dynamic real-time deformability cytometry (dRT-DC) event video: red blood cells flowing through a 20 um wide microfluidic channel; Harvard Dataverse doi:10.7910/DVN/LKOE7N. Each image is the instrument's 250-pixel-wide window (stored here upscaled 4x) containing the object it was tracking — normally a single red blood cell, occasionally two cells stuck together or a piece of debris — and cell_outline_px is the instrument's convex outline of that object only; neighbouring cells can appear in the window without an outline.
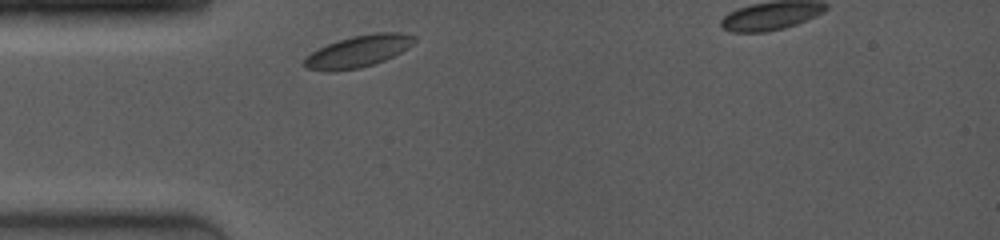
{"species": "common noctule bat (a hibernating species)", "species_latin": "Nyctalus noctula", "temperature_condition": "room temperature", "stored_images_in_passage": 25, "camera_frame_rate_fps": 4000, "um_per_image_px": 0.085, "animal": {"sex": "female", "body_mass_g": 19.0, "forearm_length_mm": 53.3}, "frame": {"image": 1, "passage_image": 1, "time_ms": 0.0, "image_size_px": [1000, 240], "cell_outline_px": [[416, 40], [412, 44], [400, 52], [384, 60], [360, 68], [336, 72], [324, 72], [304, 68], [304, 60], [312, 52], [328, 44], [352, 36], [376, 32], [396, 32], [416, 36]], "centroid_in_image_um": [30.42, 4.38], "position_along_channel_um": 54.6, "area_um2": 20.29}}
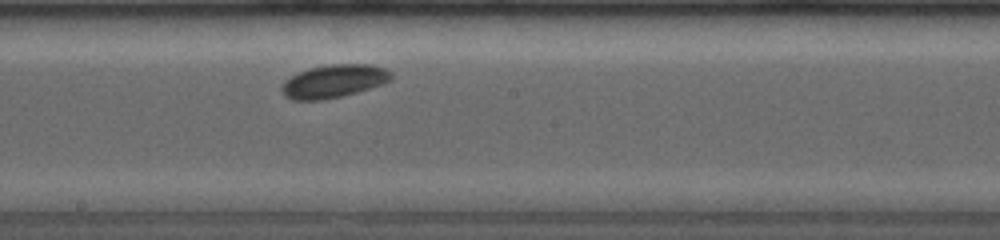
{"frame": {"image": 2, "passage_image": 11, "time_ms": 4.5, "image_size_px": [1000, 240], "cell_outline_px": [[392, 76], [388, 80], [380, 84], [356, 92], [340, 96], [320, 100], [292, 100], [284, 96], [280, 88], [292, 76], [300, 72], [312, 68], [332, 64], [368, 64], [384, 68], [392, 72]], "centroid_in_image_um": [28.36, 6.9], "position_along_channel_um": 219.8, "area_um2": 20.52}}
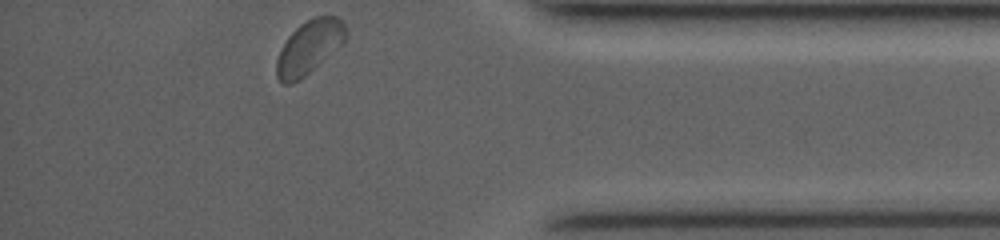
{"frame": {"image": 3, "passage_image": 25, "time_ms": 9.75, "image_size_px": [1000, 240], "cell_outline_px": [[344, 40], [336, 48], [300, 80], [288, 84], [284, 84], [276, 76], [276, 60], [288, 36], [300, 24], [316, 16], [336, 16], [344, 24]], "centroid_in_image_um": [26.22, 4.02], "position_along_channel_um": 409.0, "area_um2": 20.81}, "authors_computed_cell_mechanics": {"area_um2": 20.1144, "velocity_mm_per_s": 3.8327, "shape_relaxation_time_tau1_ms": 3.4629, "shape_relaxation_time_tau2_ms": null, "deformation_change_tau1": 0.077, "deformation_change_tau2": null}}